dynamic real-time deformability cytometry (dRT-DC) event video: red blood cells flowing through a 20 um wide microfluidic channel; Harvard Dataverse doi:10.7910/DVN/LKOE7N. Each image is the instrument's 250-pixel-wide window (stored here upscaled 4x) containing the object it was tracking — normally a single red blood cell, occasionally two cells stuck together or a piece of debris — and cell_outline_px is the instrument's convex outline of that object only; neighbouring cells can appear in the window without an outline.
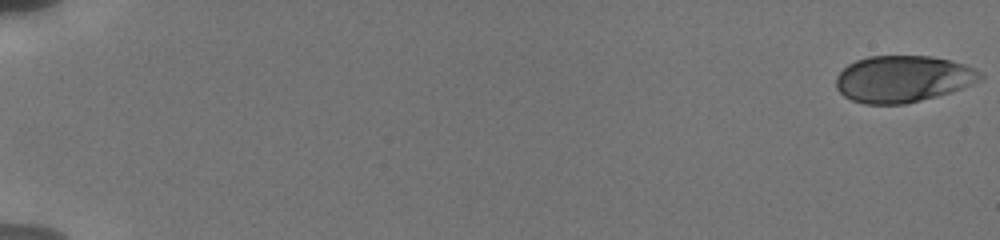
{"species": "human", "species_latin": "Homo sapiens", "temperature_condition": "cold", "stored_images_in_passage": 67, "camera_frame_rate_fps": 3000, "um_per_image_px": 0.085, "donor": {"sex": "male"}, "frame": {"image": 1, "passage_image": 1, "time_ms": 0.0, "image_size_px": [1000, 240], "cell_outline_px": [[984, 76], [980, 80], [972, 84], [952, 92], [904, 104], [864, 104], [852, 100], [844, 96], [836, 88], [836, 76], [848, 64], [856, 60], [868, 56], [928, 56], [952, 60], [964, 64], [980, 72]], "centroid_in_image_um": [76.73, 6.7], "position_along_channel_um": 8.3, "area_um2": 39.19}}
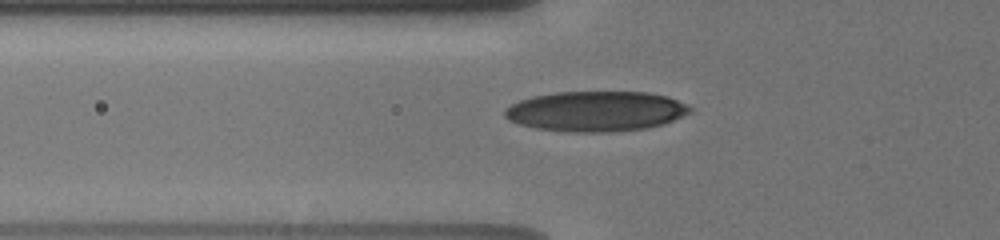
{"frame": {"image": 2, "passage_image": 32, "time_ms": 7.0, "image_size_px": [1000, 240], "cell_outline_px": [[692, 112], [664, 124], [644, 128], [604, 132], [572, 132], [536, 128], [520, 124], [508, 120], [504, 116], [504, 108], [520, 100], [532, 96], [556, 92], [648, 92], [668, 96], [688, 104], [692, 108]], "centroid_in_image_um": [50.66, 9.45], "position_along_channel_um": 75.1, "area_um2": 43.47}}
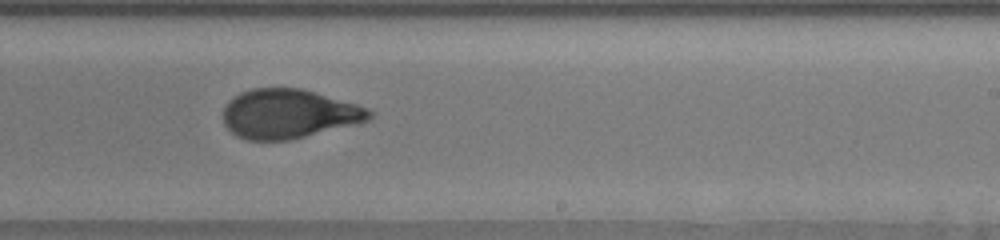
{"frame": {"image": 3, "passage_image": 66, "time_ms": 12.0, "image_size_px": [1000, 240], "cell_outline_px": [[376, 112], [368, 120], [360, 124], [292, 140], [248, 140], [232, 132], [224, 124], [224, 104], [228, 100], [240, 92], [252, 88], [300, 88], [316, 92], [356, 104], [368, 108]], "centroid_in_image_um": [24.59, 9.68], "position_along_channel_um": 264.4, "area_um2": 42.37}}